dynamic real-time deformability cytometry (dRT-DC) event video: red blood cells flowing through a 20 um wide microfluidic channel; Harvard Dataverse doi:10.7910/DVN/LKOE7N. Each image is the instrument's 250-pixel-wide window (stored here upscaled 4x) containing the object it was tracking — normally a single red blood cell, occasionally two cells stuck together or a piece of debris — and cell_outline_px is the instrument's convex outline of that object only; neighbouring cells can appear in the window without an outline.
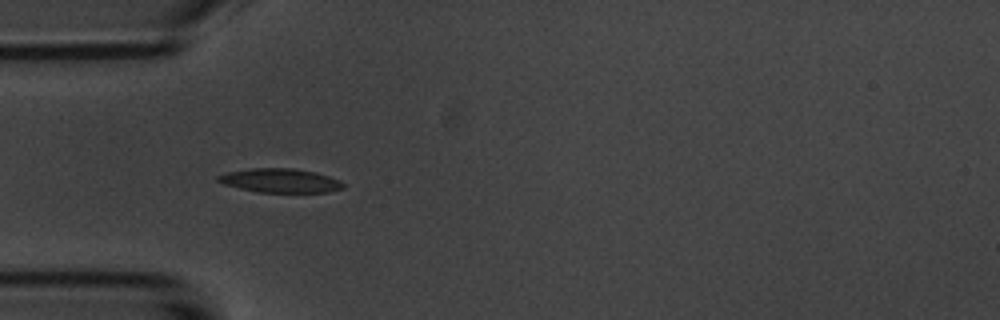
{"species": "common noctule bat (a hibernating species)", "species_latin": "Nyctalus noctula", "temperature_condition": "room temperature", "stored_images_in_passage": 5, "camera_frame_rate_fps": 3000, "um_per_image_px": 0.085, "animal": {"sex": "male", "body_mass_g": 20.1, "forearm_length_mm": 53.5}, "frame": {"image": 1, "passage_image": 5, "time_ms": 4.667, "image_size_px": [1000, 320], "cell_outline_px": [[344, 188], [328, 192], [256, 192], [224, 184], [216, 180], [216, 176], [228, 172], [252, 168], [292, 168], [316, 172], [340, 180], [344, 184]], "centroid_in_image_um": [23.82, 15.35], "position_along_channel_um": 61.2, "area_um2": 17.46}}